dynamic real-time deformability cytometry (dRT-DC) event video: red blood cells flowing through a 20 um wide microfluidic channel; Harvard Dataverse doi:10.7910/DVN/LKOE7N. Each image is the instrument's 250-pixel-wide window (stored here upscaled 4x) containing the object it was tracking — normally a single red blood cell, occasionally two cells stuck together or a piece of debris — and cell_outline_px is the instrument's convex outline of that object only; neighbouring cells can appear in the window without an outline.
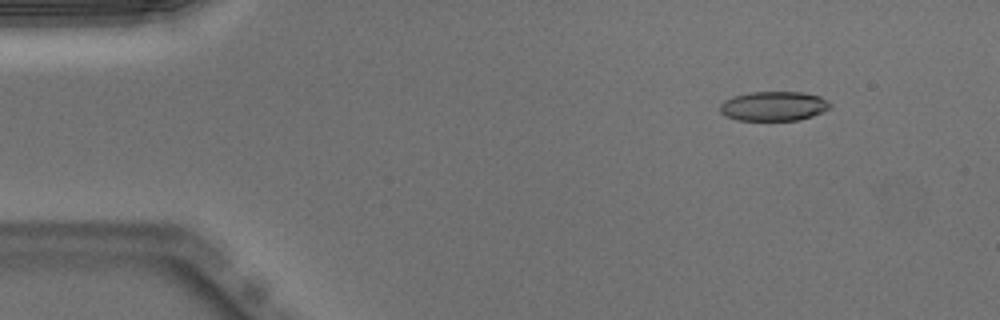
{"species": "Egyptian fruit bat (a non-hibernating species)", "species_latin": "Rousettus aegyptiacus", "temperature_condition": "warm", "stored_images_in_passage": 15, "camera_frame_rate_fps": 3000, "um_per_image_px": 0.085, "animal": {"sex": "male"}, "frame": {"image": 1, "passage_image": 6, "time_ms": 1.667, "image_size_px": [1000, 320], "cell_outline_px": [[832, 108], [824, 112], [800, 120], [736, 120], [724, 116], [720, 112], [720, 104], [724, 100], [732, 96], [748, 92], [800, 92], [820, 96], [828, 100], [832, 104]], "centroid_in_image_um": [65.77, 9.02], "position_along_channel_um": 19.2, "area_um2": 19.25}}
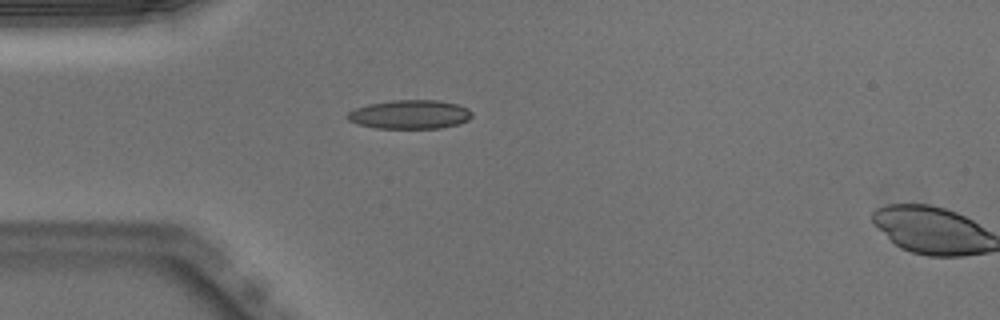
{"frame": {"image": 2, "passage_image": 14, "time_ms": 4.333, "image_size_px": [1000, 320], "cell_outline_px": [[472, 116], [468, 120], [460, 124], [440, 128], [376, 128], [356, 124], [348, 120], [348, 112], [356, 108], [368, 104], [392, 100], [440, 100], [456, 104], [468, 108], [472, 112]], "centroid_in_image_um": [34.86, 9.73], "position_along_channel_um": 50.1, "area_um2": 21.04}}